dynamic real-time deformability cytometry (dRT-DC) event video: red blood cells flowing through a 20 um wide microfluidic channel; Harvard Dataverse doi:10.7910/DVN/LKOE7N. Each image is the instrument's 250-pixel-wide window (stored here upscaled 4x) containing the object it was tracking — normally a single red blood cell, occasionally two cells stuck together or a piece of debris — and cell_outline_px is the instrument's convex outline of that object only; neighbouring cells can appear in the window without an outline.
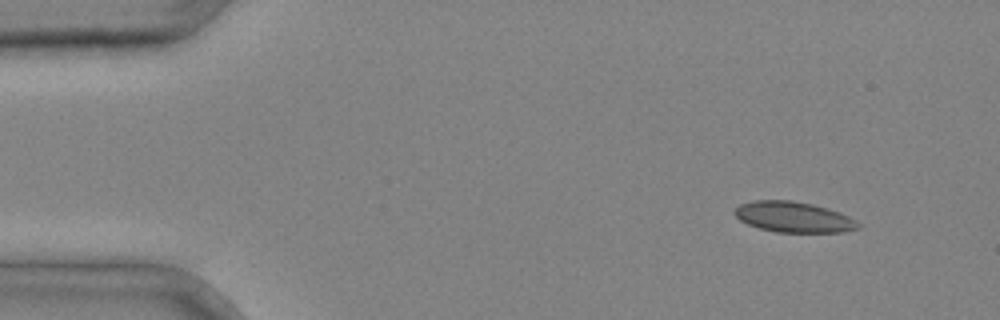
{"species": "common noctule bat (a hibernating species)", "species_latin": "Nyctalus noctula", "temperature_condition": "cold", "stored_images_in_passage": 3, "camera_frame_rate_fps": 3000, "um_per_image_px": 0.085, "animal": {"sex": "male", "body_mass_g": 20.4}, "frame": {"image": 1, "passage_image": 1, "time_ms": 0.0, "image_size_px": [1000, 320], "cell_outline_px": [[860, 228], [844, 232], [776, 232], [760, 228], [748, 224], [740, 220], [732, 212], [740, 204], [752, 200], [792, 200], [812, 204], [828, 208], [840, 212], [856, 220], [860, 224]], "centroid_in_image_um": [67.46, 18.44], "position_along_channel_um": 17.5, "area_um2": 22.14}}
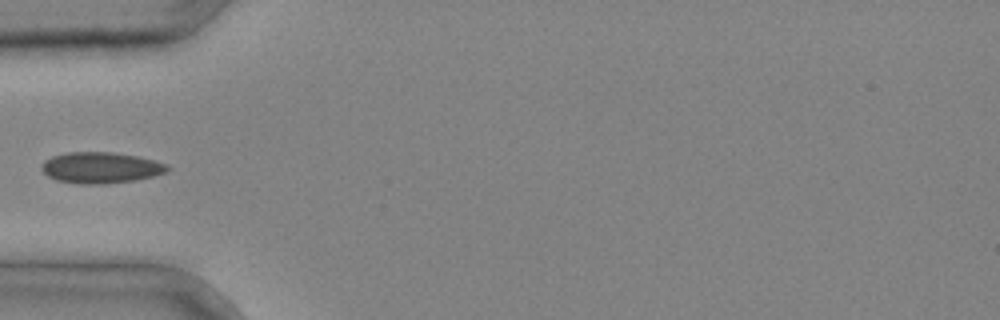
{"frame": {"image": 2, "passage_image": 3, "time_ms": 0.667, "image_size_px": [1000, 320], "cell_outline_px": [[172, 168], [164, 172], [152, 176], [132, 180], [100, 184], [80, 184], [56, 180], [48, 176], [40, 168], [40, 164], [44, 160], [52, 156], [68, 152], [112, 152], [136, 156], [156, 160]], "centroid_in_image_um": [8.51, 14.24], "position_along_channel_um": 76.5, "area_um2": 22.66}}